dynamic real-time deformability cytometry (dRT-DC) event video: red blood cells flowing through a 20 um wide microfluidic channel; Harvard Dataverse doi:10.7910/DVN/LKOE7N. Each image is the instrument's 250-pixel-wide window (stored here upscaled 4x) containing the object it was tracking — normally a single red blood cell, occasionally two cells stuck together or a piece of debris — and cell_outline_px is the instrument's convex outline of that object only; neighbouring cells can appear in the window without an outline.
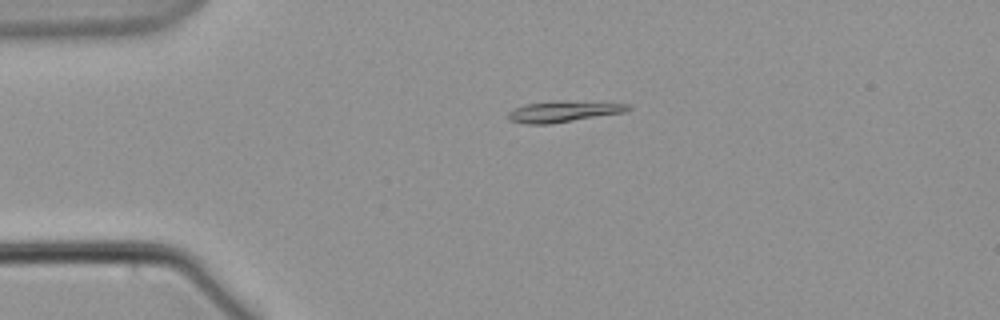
{"species": "common noctule bat (a hibernating species)", "species_latin": "Nyctalus noctula", "temperature_condition": "warm", "stored_images_in_passage": 45, "camera_frame_rate_fps": 3000, "um_per_image_px": 0.085, "animal": {"sex": "male", "body_mass_g": 21.5, "forearm_length_mm": 52.0}, "frame": {"image": 1, "passage_image": 1, "time_ms": 0.0, "image_size_px": [1000, 320], "cell_outline_px": [[632, 108], [624, 112], [552, 124], [524, 124], [508, 120], [508, 112], [512, 108], [524, 104], [552, 100], [564, 100], [632, 104]], "centroid_in_image_um": [47.85, 9.46], "position_along_channel_um": 37.1, "area_um2": 15.14}}
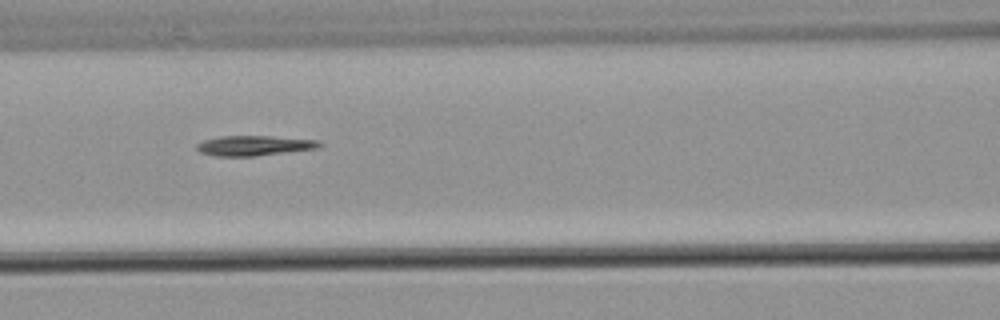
{"frame": {"image": 2, "passage_image": 13, "time_ms": 4.0, "image_size_px": [1000, 320], "cell_outline_px": [[324, 144], [320, 148], [256, 156], [216, 156], [200, 152], [196, 148], [196, 144], [204, 140], [220, 136], [272, 136], [320, 140]], "centroid_in_image_um": [21.66, 12.37], "position_along_channel_um": 144.9, "area_um2": 14.51}}
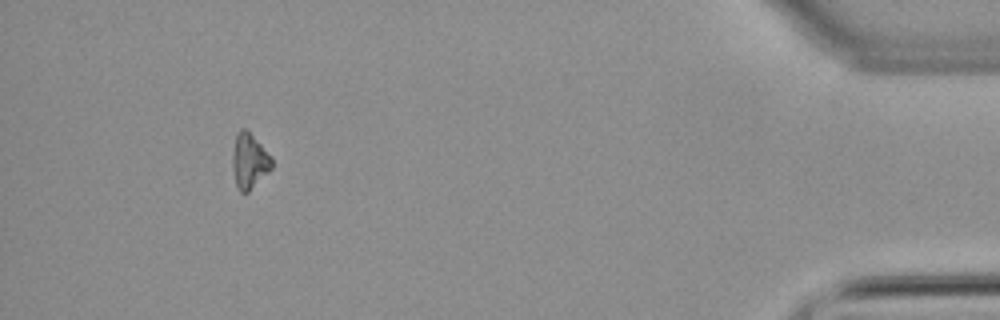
{"frame": {"image": 3, "passage_image": 41, "time_ms": 13.333, "image_size_px": [1000, 320], "cell_outline_px": [[272, 168], [248, 192], [240, 192], [236, 188], [232, 168], [232, 152], [236, 132], [240, 128], [244, 128], [272, 156]], "centroid_in_image_um": [21.16, 13.7], "position_along_channel_um": 414.0, "area_um2": 12.66}}